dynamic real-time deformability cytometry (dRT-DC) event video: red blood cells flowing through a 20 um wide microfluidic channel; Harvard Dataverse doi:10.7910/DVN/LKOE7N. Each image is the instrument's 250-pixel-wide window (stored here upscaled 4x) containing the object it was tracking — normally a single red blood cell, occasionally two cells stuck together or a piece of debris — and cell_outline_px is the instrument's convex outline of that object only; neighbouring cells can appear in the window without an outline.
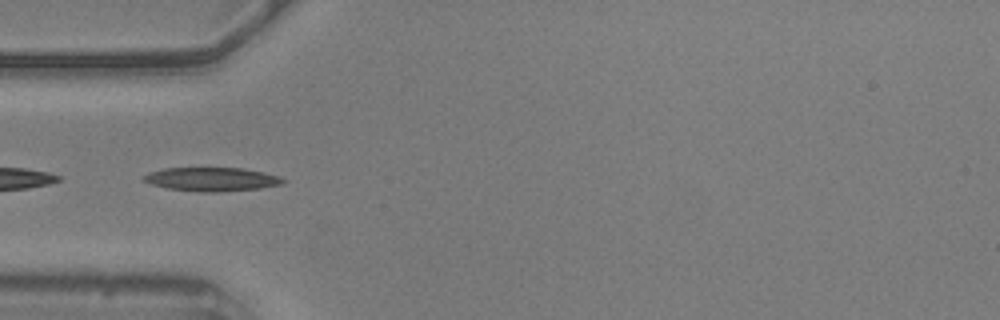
{"species": "common noctule bat (a hibernating species)", "species_latin": "Nyctalus noctula", "temperature_condition": "warm", "stored_images_in_passage": 6, "camera_frame_rate_fps": 3000, "um_per_image_px": 0.085, "animal": {"sex": "male", "body_mass_g": 20.5, "forearm_length_mm": 52.5}, "frame": {"image": 1, "passage_image": 4, "time_ms": 1.0, "image_size_px": [1000, 320], "cell_outline_px": [[284, 184], [260, 188], [220, 192], [200, 192], [168, 188], [152, 184], [144, 180], [144, 176], [148, 172], [164, 168], [244, 168], [264, 172], [280, 176], [284, 180]], "centroid_in_image_um": [18.03, 15.23], "position_along_channel_um": 67.0, "area_um2": 19.25}}